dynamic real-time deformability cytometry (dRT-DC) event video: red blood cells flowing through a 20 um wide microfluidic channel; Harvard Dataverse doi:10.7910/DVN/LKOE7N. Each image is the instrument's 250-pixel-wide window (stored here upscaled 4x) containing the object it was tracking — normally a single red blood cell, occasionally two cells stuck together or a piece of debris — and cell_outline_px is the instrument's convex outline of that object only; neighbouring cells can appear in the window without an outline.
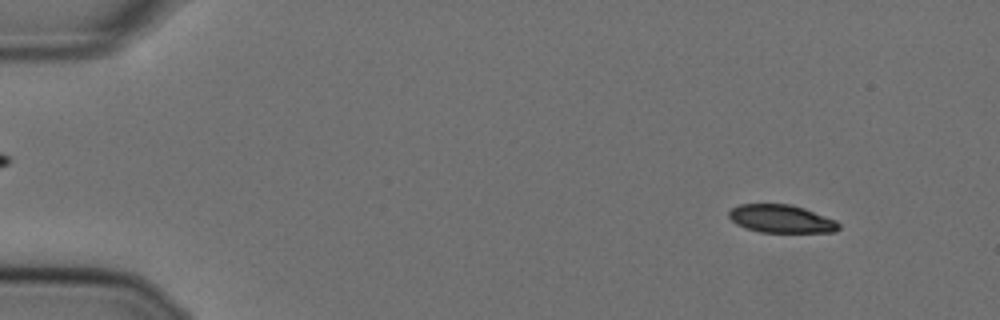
{"species": "Egyptian fruit bat (a non-hibernating species)", "species_latin": "Rousettus aegyptiacus", "temperature_condition": "cold", "stored_images_in_passage": 17, "camera_frame_rate_fps": 3000, "um_per_image_px": 0.085, "animal": {"sex": "female"}, "frame": {"image": 1, "passage_image": 4, "time_ms": 1.0, "image_size_px": [1000, 320], "cell_outline_px": [[840, 228], [836, 232], [760, 232], [744, 228], [736, 224], [728, 216], [728, 212], [732, 208], [740, 204], [792, 204], [804, 208], [836, 220], [840, 224]], "centroid_in_image_um": [66.41, 18.6], "position_along_channel_um": 18.6, "area_um2": 18.03}}
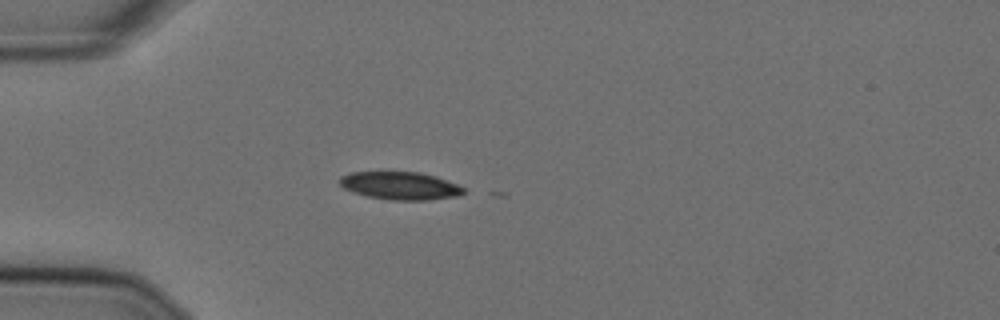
{"frame": {"image": 2, "passage_image": 14, "time_ms": 4.333, "image_size_px": [1000, 320], "cell_outline_px": [[464, 192], [460, 196], [428, 200], [392, 200], [368, 196], [352, 192], [344, 188], [336, 180], [340, 176], [348, 172], [420, 172], [436, 176], [456, 184], [464, 188]], "centroid_in_image_um": [33.98, 15.78], "position_along_channel_um": 51.0, "area_um2": 20.23}}